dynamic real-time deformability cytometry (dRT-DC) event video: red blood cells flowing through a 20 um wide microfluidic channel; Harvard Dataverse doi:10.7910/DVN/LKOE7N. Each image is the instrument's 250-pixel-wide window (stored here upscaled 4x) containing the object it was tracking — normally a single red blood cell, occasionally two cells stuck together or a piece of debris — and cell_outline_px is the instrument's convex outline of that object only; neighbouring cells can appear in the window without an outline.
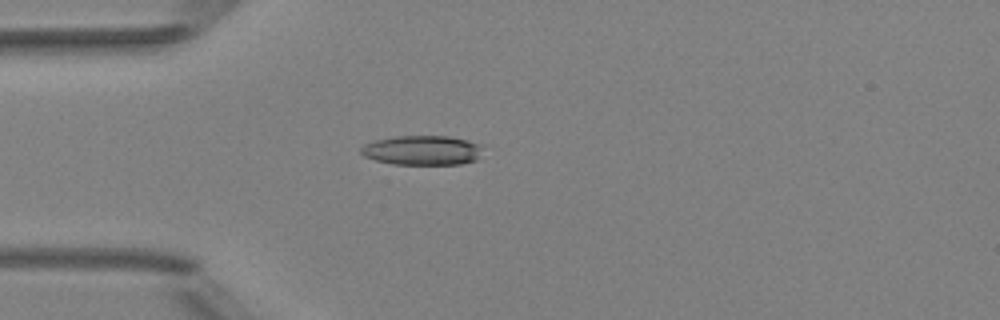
{"species": "Egyptian fruit bat (a non-hibernating species)", "species_latin": "Rousettus aegyptiacus", "temperature_condition": "room temperature", "stored_images_in_passage": 5, "camera_frame_rate_fps": 3000, "um_per_image_px": 0.085, "animal": {"sex": "female"}, "frame": {"image": 1, "passage_image": 4, "time_ms": 3.667, "image_size_px": [1000, 320], "cell_outline_px": [[484, 144], [476, 160], [460, 164], [392, 164], [376, 160], [364, 156], [360, 152], [360, 148], [364, 144], [376, 140], [396, 136], [448, 136], [468, 140]], "centroid_in_image_um": [35.91, 12.77], "position_along_channel_um": 49.1, "area_um2": 21.04}}